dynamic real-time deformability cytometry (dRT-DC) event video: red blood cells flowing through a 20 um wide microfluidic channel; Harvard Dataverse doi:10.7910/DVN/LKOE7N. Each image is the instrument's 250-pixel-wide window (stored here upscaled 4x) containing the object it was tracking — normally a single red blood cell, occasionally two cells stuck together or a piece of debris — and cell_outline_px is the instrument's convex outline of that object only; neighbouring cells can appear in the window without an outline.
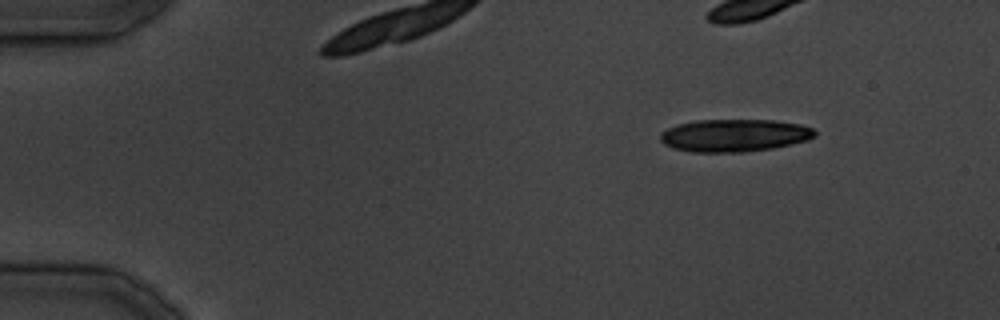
{"species": "common noctule bat (a hibernating species)", "species_latin": "Nyctalus noctula", "temperature_condition": "cold", "stored_images_in_passage": 8, "camera_frame_rate_fps": 3000, "um_per_image_px": 0.085, "animal": {"sex": "male", "body_mass_g": 19.5, "forearm_length_mm": 54.6}, "frame": {"image": 1, "passage_image": 1, "time_ms": 0.0, "image_size_px": [1000, 320], "cell_outline_px": [[816, 136], [808, 140], [772, 148], [744, 152], [692, 152], [672, 148], [664, 144], [660, 140], [660, 132], [676, 124], [696, 120], [776, 120], [800, 124], [812, 128], [816, 132]], "centroid_in_image_um": [62.4, 11.5], "position_along_channel_um": 22.6, "area_um2": 29.48}}